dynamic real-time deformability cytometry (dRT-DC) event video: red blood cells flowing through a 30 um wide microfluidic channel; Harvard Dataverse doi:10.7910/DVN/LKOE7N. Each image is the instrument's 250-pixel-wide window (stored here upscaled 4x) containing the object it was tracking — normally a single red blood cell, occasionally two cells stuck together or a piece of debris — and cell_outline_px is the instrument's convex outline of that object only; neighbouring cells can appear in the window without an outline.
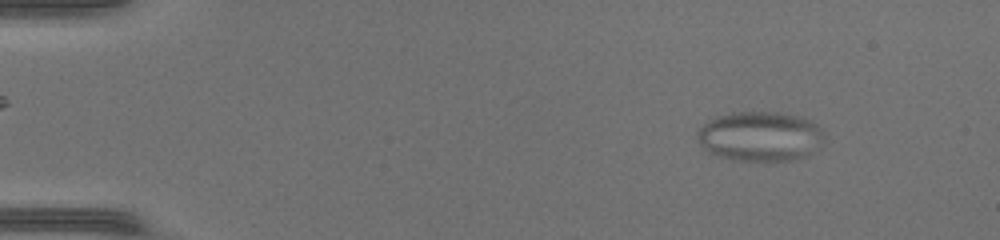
{"species": "common noctule bat (a hibernating species)", "species_latin": "Nyctalus noctula", "temperature_condition": "warm", "stored_images_in_passage": 49, "camera_frame_rate_fps": 3000, "um_per_image_px": 0.085, "animal": {"sex": "female", "body_mass_g": 17.0, "forearm_length_mm": 48.0}, "frame": {"image": 1, "passage_image": 6, "time_ms": 1.667, "image_size_px": [1000, 240], "cell_outline_px": [[820, 132], [800, 156], [788, 160], [740, 160], [720, 156], [712, 152], [696, 136], [700, 128], [704, 124], [720, 116], [740, 112], [776, 112], [808, 120], [816, 124]], "centroid_in_image_um": [64.45, 11.55], "position_along_channel_um": 20.5, "area_um2": 33.87}}
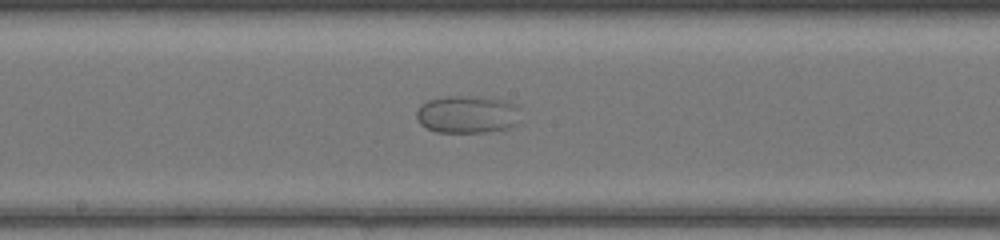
{"frame": {"image": 2, "passage_image": 27, "time_ms": 8.667, "image_size_px": [1000, 240], "cell_outline_px": [[516, 124], [508, 128], [484, 132], [436, 132], [420, 124], [416, 116], [416, 112], [420, 104], [428, 100], [444, 96], [456, 96], [508, 100], [516, 104]], "centroid_in_image_um": [39.66, 9.72], "position_along_channel_um": 208.5, "area_um2": 22.48}}
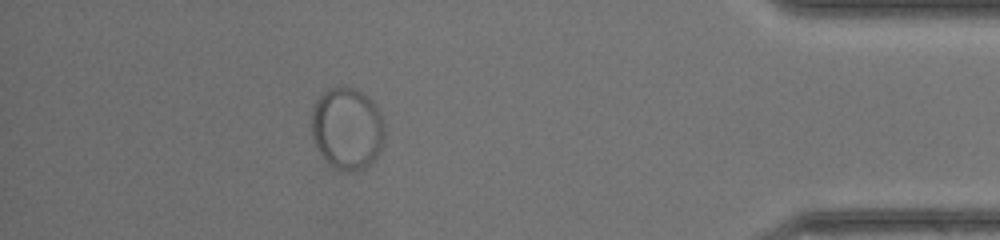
{"frame": {"image": 3, "passage_image": 44, "time_ms": 14.333, "image_size_px": [1000, 240], "cell_outline_px": [[384, 136], [380, 148], [372, 164], [356, 172], [348, 172], [336, 168], [328, 164], [320, 152], [312, 136], [312, 112], [316, 100], [328, 88], [336, 84], [344, 84], [356, 88], [368, 96], [372, 100], [384, 124]], "centroid_in_image_um": [29.5, 10.89], "position_along_channel_um": 405.7, "area_um2": 35.26}}